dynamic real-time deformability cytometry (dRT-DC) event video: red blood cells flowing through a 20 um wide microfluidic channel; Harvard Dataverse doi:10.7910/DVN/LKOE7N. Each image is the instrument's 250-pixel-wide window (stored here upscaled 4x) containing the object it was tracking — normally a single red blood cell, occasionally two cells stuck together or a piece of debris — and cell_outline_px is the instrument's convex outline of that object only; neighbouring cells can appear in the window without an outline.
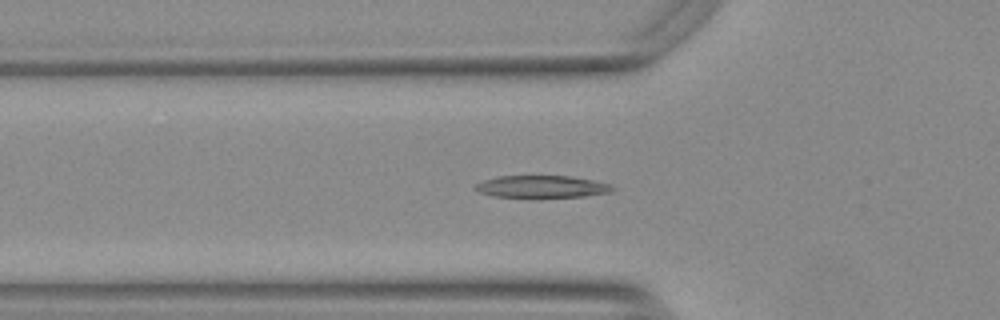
{"species": "Egyptian fruit bat (a non-hibernating species)", "species_latin": "Rousettus aegyptiacus", "temperature_condition": "warm", "stored_images_in_passage": 55, "camera_frame_rate_fps": 3000, "um_per_image_px": 0.085, "animal": {"sex": "female"}, "frame": {"image": 1, "passage_image": 19, "time_ms": 6.0, "image_size_px": [1000, 320], "cell_outline_px": [[616, 188], [612, 192], [584, 196], [536, 200], [492, 196], [480, 192], [472, 188], [476, 184], [484, 180], [496, 176], [568, 176], [592, 180], [608, 184]], "centroid_in_image_um": [46.01, 15.91], "position_along_channel_um": 79.8, "area_um2": 18.61}}
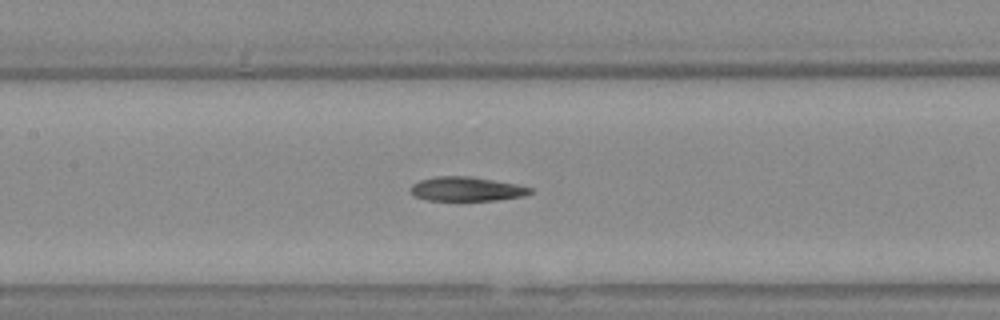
{"frame": {"image": 2, "passage_image": 26, "time_ms": 8.333, "image_size_px": [1000, 320], "cell_outline_px": [[532, 192], [524, 196], [496, 200], [428, 200], [416, 196], [408, 188], [412, 184], [420, 180], [436, 176], [472, 176], [516, 184], [532, 188]], "centroid_in_image_um": [39.65, 16.05], "position_along_channel_um": 167.7, "area_um2": 16.82}}
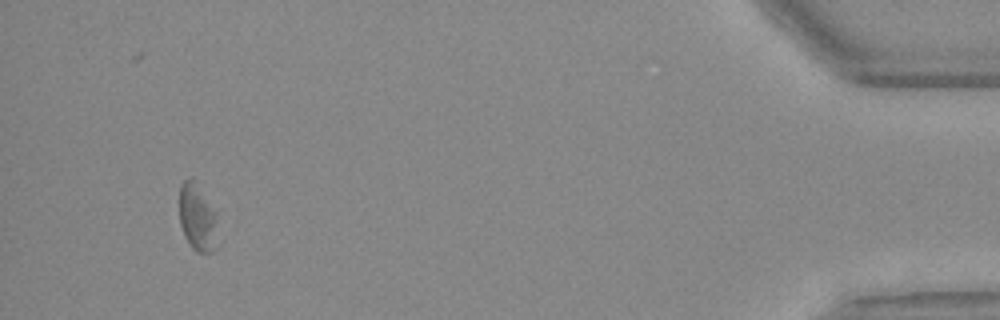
{"frame": {"image": 3, "passage_image": 52, "time_ms": 17.0, "image_size_px": [1000, 320], "cell_outline_px": [[216, 248], [212, 252], [196, 252], [192, 248], [184, 236], [180, 224], [180, 184], [184, 180], [192, 176], [196, 180], [216, 212]], "centroid_in_image_um": [16.77, 18.45], "position_along_channel_um": 418.4, "area_um2": 15.2}, "authors_computed_cell_mechanics": {"area_um2": 18.0336, "velocity_mm_per_s": 3.7415, "shape_relaxation_time_tau1_ms": 10.0625, "shape_relaxation_time_tau2_ms": 8.3114, "deformation_change_tau1": 0.1906, "deformation_change_tau2": 0.1949}}